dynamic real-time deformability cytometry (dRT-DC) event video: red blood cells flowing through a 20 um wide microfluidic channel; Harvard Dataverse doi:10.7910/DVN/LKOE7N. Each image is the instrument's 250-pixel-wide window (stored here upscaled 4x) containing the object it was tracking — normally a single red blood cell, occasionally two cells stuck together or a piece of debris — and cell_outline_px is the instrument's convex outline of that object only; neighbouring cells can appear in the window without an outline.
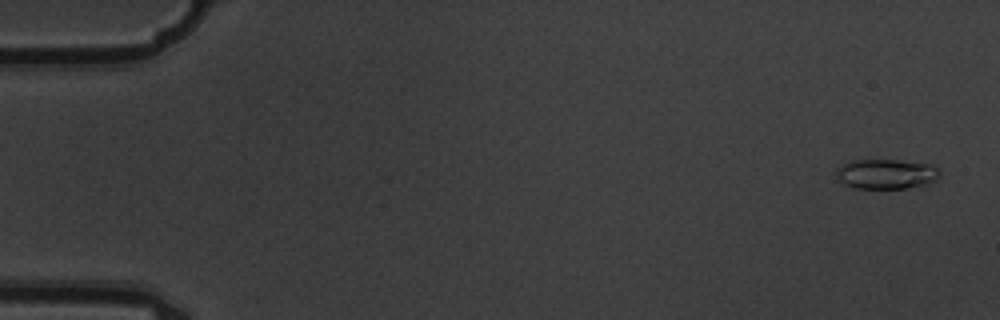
{"species": "common noctule bat (a hibernating species)", "species_latin": "Nyctalus noctula", "temperature_condition": "warm", "stored_images_in_passage": 8, "camera_frame_rate_fps": 3000, "um_per_image_px": 0.085, "animal": {"sex": "male", "body_mass_g": 19.5, "forearm_length_mm": 54.6}, "frame": {"image": 1, "passage_image": 1, "time_ms": 0.0, "image_size_px": [1000, 320], "cell_outline_px": [[940, 172], [936, 180], [924, 184], [904, 188], [848, 188], [836, 176], [836, 168], [852, 160], [896, 160], [932, 164]], "centroid_in_image_um": [75.29, 14.79], "position_along_channel_um": 9.7, "area_um2": 17.92}}
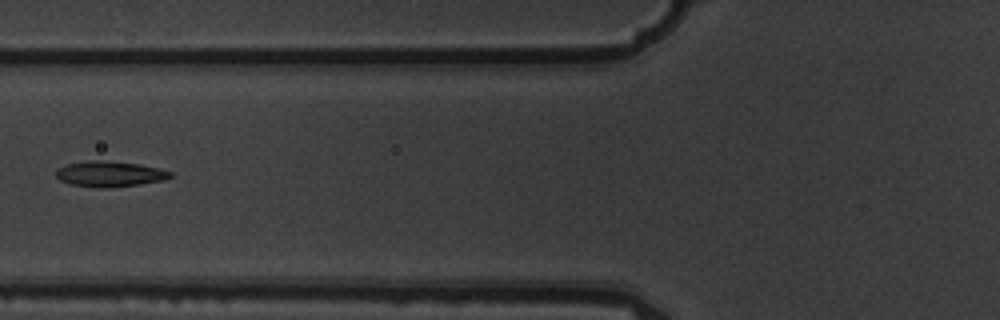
{"frame": {"image": 2, "passage_image": 7, "time_ms": 2.0, "image_size_px": [1000, 320], "cell_outline_px": [[172, 176], [164, 180], [140, 184], [104, 188], [100, 188], [72, 184], [60, 180], [56, 176], [56, 168], [64, 164], [88, 160], [100, 160], [140, 164], [172, 172]], "centroid_in_image_um": [9.28, 14.77], "position_along_channel_um": 116.5, "area_um2": 16.99}}
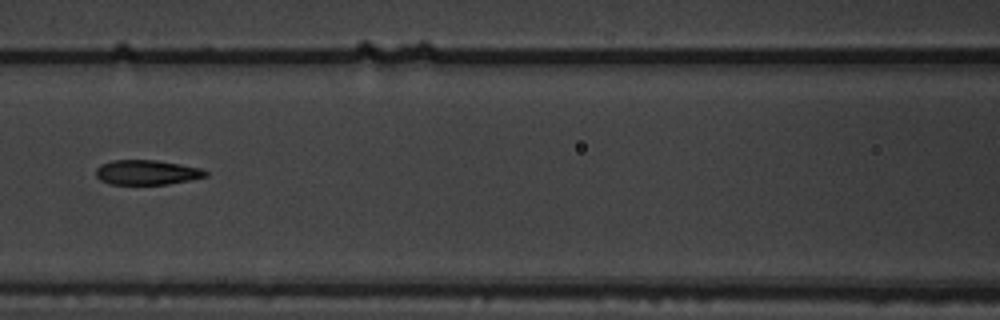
{"frame": {"image": 3, "passage_image": 8, "time_ms": 2.333, "image_size_px": [1000, 320], "cell_outline_px": [[208, 176], [168, 184], [112, 184], [100, 180], [96, 176], [96, 168], [112, 160], [156, 160], [180, 164], [200, 168], [208, 172]], "centroid_in_image_um": [12.49, 14.65], "position_along_channel_um": 154.1, "area_um2": 15.66}}